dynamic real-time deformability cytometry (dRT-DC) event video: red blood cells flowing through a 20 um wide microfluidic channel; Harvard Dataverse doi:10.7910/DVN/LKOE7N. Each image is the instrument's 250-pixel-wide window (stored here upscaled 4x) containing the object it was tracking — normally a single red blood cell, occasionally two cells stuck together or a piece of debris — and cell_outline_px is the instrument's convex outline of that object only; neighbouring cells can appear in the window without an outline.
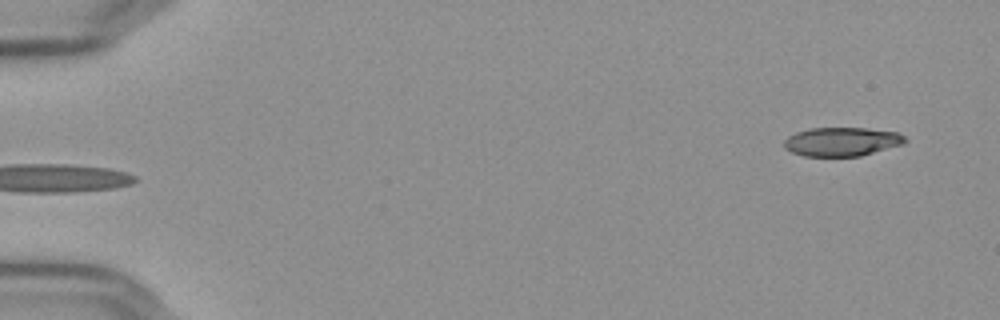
{"species": "Egyptian fruit bat (a non-hibernating species)", "species_latin": "Rousettus aegyptiacus", "temperature_condition": "cold", "stored_images_in_passage": 5, "camera_frame_rate_fps": 3000, "um_per_image_px": 0.085, "frame": {"image": 1, "passage_image": 5, "time_ms": 1.333, "image_size_px": [1000, 320], "cell_outline_px": [[908, 140], [904, 144], [860, 156], [804, 156], [792, 152], [784, 148], [784, 140], [788, 136], [796, 132], [808, 128], [868, 128], [896, 132], [904, 136]], "centroid_in_image_um": [71.55, 12.04], "position_along_channel_um": 13.5, "area_um2": 20.4}}